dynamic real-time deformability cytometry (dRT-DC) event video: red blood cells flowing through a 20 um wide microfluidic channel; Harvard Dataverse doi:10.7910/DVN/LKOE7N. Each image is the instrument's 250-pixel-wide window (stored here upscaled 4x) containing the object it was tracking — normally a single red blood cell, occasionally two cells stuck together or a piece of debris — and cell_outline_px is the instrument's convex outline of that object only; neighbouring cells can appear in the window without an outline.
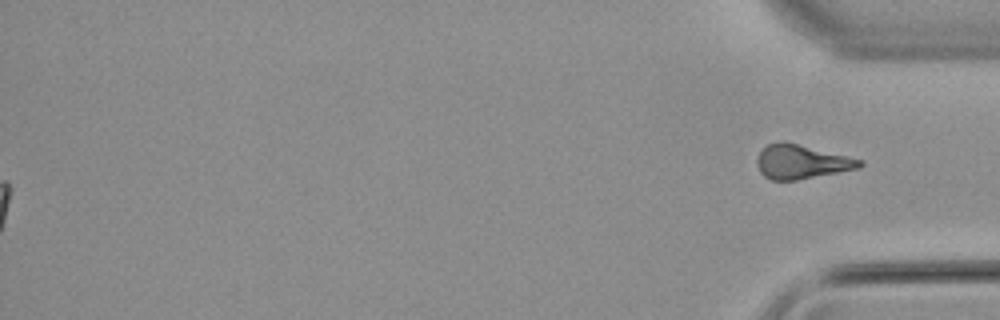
{"species": "common noctule bat (a hibernating species)", "species_latin": "Nyctalus noctula", "temperature_condition": "warm", "stored_images_in_passage": 53, "segment_of_instrument_passage": [2, 2], "camera_frame_rate_fps": 3000, "um_per_image_px": 0.085, "animal": {"sex": "male", "body_mass_g": 21.5, "forearm_length_mm": 52.0}, "frame": {"image": 1, "passage_image": 53, "time_ms": 17.333, "image_size_px": [1000, 320], "cell_outline_px": [[864, 164], [860, 168], [796, 180], [772, 180], [764, 176], [760, 172], [756, 164], [756, 160], [760, 152], [768, 144], [780, 140], [784, 140], [864, 160]], "centroid_in_image_um": [68.13, 13.74], "position_along_channel_um": 367.1, "area_um2": 20.52}}